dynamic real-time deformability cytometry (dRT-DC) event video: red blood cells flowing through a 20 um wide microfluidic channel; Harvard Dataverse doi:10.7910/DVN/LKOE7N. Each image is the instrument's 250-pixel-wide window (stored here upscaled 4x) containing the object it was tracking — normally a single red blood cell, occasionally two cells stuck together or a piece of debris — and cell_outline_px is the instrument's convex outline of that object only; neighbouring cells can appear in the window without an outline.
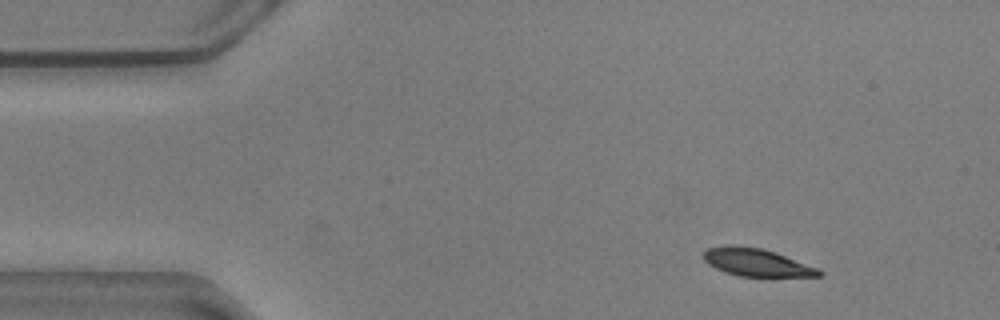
{"species": "common noctule bat (a hibernating species)", "species_latin": "Nyctalus noctula", "temperature_condition": "warm", "stored_images_in_passage": 17, "camera_frame_rate_fps": 3000, "um_per_image_px": 0.085, "animal": {"sex": "male", "body_mass_g": 20.5, "forearm_length_mm": 52.5}, "frame": {"image": 1, "passage_image": 7, "time_ms": 2.0, "image_size_px": [1000, 320], "cell_outline_px": [[824, 276], [740, 276], [716, 268], [708, 264], [704, 260], [704, 252], [708, 248], [728, 244], [732, 244], [760, 248], [776, 252], [816, 268], [824, 272]], "centroid_in_image_um": [64.29, 22.29], "position_along_channel_um": 20.7, "area_um2": 18.38}}
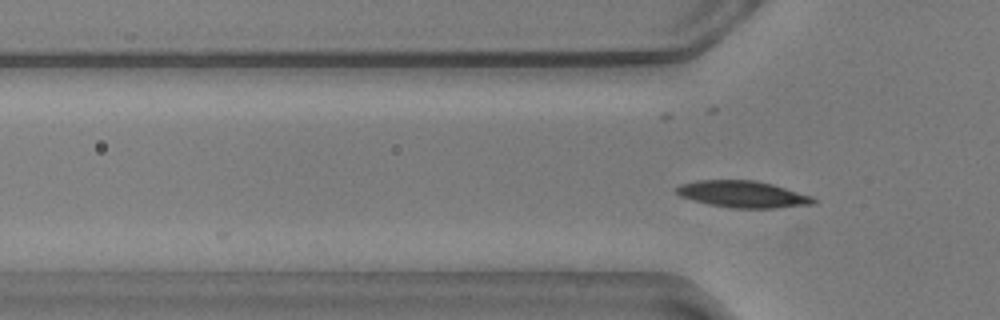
{"frame": {"image": 2, "passage_image": 17, "time_ms": 5.333, "image_size_px": [1000, 320], "cell_outline_px": [[816, 204], [776, 208], [732, 208], [708, 204], [680, 196], [672, 188], [680, 184], [696, 180], [756, 180], [772, 184], [812, 196], [816, 200]], "centroid_in_image_um": [63.12, 16.5], "position_along_channel_um": 62.7, "area_um2": 21.44}}